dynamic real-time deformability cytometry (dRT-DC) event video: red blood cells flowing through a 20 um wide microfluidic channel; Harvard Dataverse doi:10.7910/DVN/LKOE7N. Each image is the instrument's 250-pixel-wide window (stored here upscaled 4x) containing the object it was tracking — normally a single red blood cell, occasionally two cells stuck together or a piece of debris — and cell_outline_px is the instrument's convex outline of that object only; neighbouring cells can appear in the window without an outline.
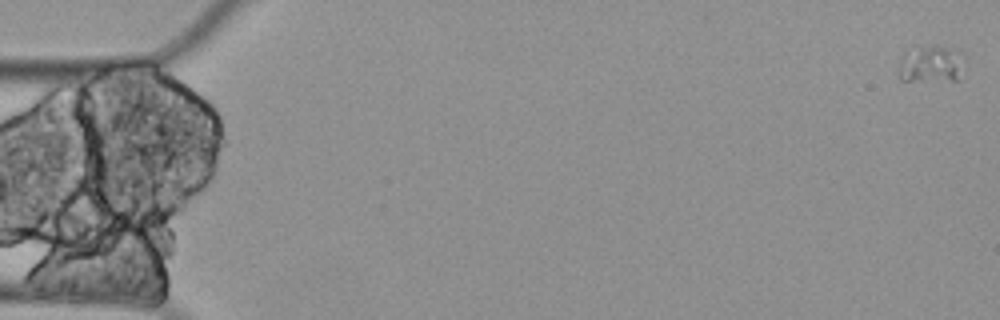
{"species": "Egyptian fruit bat (a non-hibernating species)", "species_latin": "Rousettus aegyptiacus", "temperature_condition": "cold", "stored_images_in_passage": 5, "camera_frame_rate_fps": 3000, "um_per_image_px": 0.085, "animal": {"sex": "female"}, "frame": {"image": 1, "passage_image": 1, "time_ms": 0.0, "image_size_px": [1000, 320], "cell_outline_px": [[960, 80], [900, 80], [900, 56], [904, 52], [936, 44], [952, 48], [956, 52]], "centroid_in_image_um": [79.03, 5.45], "position_along_channel_um": 6.0, "area_um2": 13.35}}